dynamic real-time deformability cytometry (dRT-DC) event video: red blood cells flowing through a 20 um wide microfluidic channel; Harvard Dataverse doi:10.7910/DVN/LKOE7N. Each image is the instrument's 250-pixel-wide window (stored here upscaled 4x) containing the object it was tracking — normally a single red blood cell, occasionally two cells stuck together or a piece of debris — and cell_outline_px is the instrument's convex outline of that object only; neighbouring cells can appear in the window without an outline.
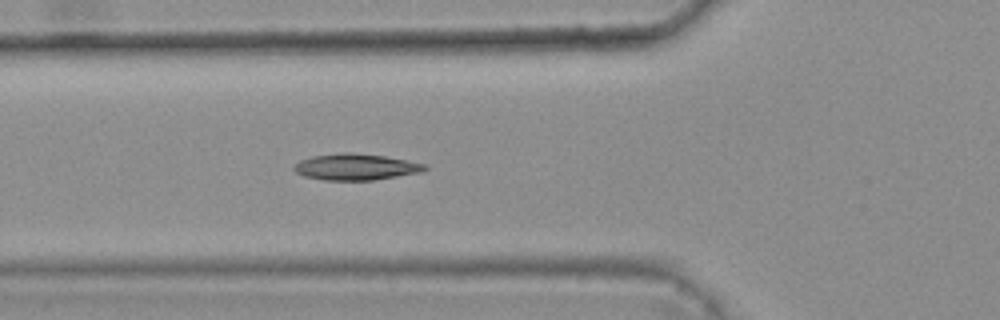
{"species": "common noctule bat (a hibernating species)", "species_latin": "Nyctalus noctula", "temperature_condition": "warm", "stored_images_in_passage": 5, "camera_frame_rate_fps": 3000, "um_per_image_px": 0.085, "animal": {"sex": "female", "body_mass_g": 25.1}, "frame": {"image": 1, "passage_image": 5, "time_ms": 1.333, "image_size_px": [1000, 320], "cell_outline_px": [[428, 168], [420, 172], [372, 180], [324, 180], [304, 176], [296, 172], [292, 168], [300, 160], [312, 156], [344, 152], [352, 152], [384, 156], [428, 164]], "centroid_in_image_um": [30.23, 14.18], "position_along_channel_um": 95.6, "area_um2": 19.94}}